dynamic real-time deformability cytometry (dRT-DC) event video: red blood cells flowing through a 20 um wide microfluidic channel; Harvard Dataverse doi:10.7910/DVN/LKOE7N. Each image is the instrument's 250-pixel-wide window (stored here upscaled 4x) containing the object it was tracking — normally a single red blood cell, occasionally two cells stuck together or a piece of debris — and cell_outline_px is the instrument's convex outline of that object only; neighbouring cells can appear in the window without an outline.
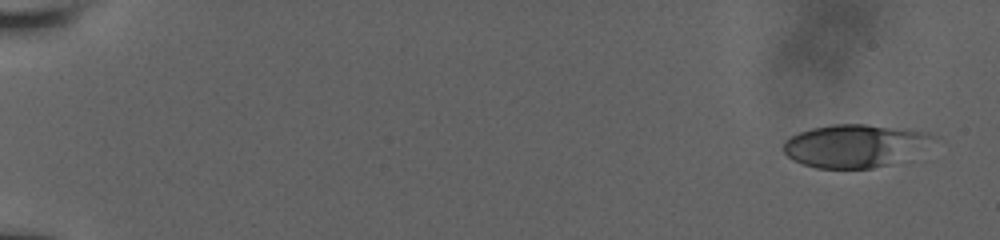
{"species": "human", "species_latin": "Homo sapiens", "temperature_condition": "room temperature", "stored_images_in_passage": 9, "camera_frame_rate_fps": 3000, "um_per_image_px": 0.085, "donor": {"sex": "male"}, "frame": {"image": 1, "passage_image": 1, "time_ms": 0.0, "image_size_px": [1000, 240], "cell_outline_px": [[936, 136], [888, 164], [872, 168], [816, 168], [792, 160], [784, 152], [784, 144], [792, 136], [800, 132], [812, 128], [832, 124], [868, 124], [908, 128], [928, 132]], "centroid_in_image_um": [72.52, 12.36], "position_along_channel_um": 12.5, "area_um2": 36.13}}
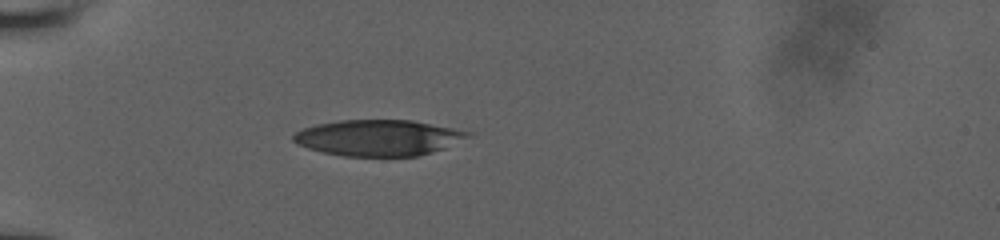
{"frame": {"image": 2, "passage_image": 7, "time_ms": 5.333, "image_size_px": [1000, 240], "cell_outline_px": [[476, 136], [444, 148], [416, 156], [344, 156], [324, 152], [308, 148], [296, 144], [292, 140], [292, 136], [296, 132], [304, 128], [316, 124], [340, 120], [412, 120], [472, 132]], "centroid_in_image_um": [32.2, 11.7], "position_along_channel_um": 52.8, "area_um2": 36.7}}
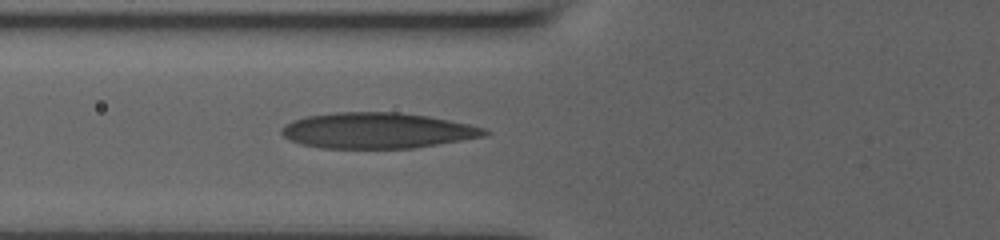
{"frame": {"image": 3, "passage_image": 9, "time_ms": 7.0, "image_size_px": [1000, 240], "cell_outline_px": [[492, 132], [488, 136], [412, 148], [320, 148], [300, 144], [288, 140], [280, 132], [280, 128], [284, 124], [292, 120], [304, 116], [336, 112], [400, 112], [428, 116], [468, 124], [484, 128]], "centroid_in_image_um": [32.03, 11.09], "position_along_channel_um": 93.8, "area_um2": 42.6}}